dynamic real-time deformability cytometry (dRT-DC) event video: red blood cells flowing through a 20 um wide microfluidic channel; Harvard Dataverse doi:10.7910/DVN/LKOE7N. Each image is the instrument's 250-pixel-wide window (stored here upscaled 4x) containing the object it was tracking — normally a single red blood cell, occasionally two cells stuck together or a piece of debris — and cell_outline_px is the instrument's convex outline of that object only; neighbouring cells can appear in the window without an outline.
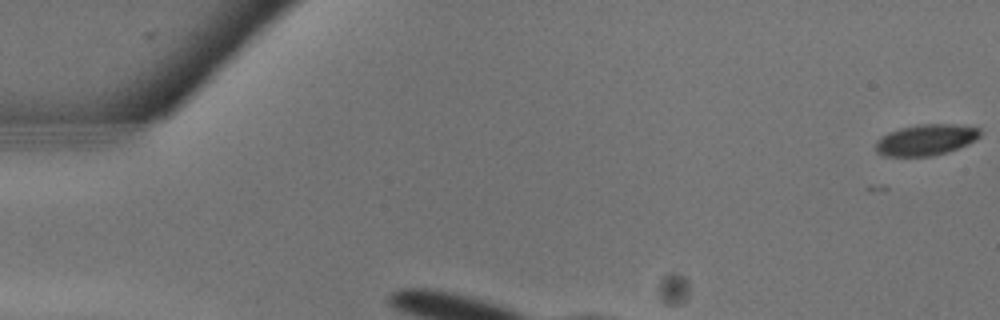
{"species": "common noctule bat (a hibernating species)", "species_latin": "Nyctalus noctula", "temperature_condition": "warm", "stored_images_in_passage": 4, "camera_frame_rate_fps": 3000, "um_per_image_px": 0.085, "animal": {"sex": "male", "body_mass_g": 13.3}, "frame": {"image": 1, "passage_image": 1, "time_ms": 0.0, "image_size_px": [1000, 320], "cell_outline_px": [[980, 136], [956, 148], [944, 152], [928, 156], [884, 156], [876, 152], [876, 140], [888, 132], [900, 128], [920, 124], [956, 124], [980, 128]], "centroid_in_image_um": [78.64, 11.87], "position_along_channel_um": 6.4, "area_um2": 18.55}}